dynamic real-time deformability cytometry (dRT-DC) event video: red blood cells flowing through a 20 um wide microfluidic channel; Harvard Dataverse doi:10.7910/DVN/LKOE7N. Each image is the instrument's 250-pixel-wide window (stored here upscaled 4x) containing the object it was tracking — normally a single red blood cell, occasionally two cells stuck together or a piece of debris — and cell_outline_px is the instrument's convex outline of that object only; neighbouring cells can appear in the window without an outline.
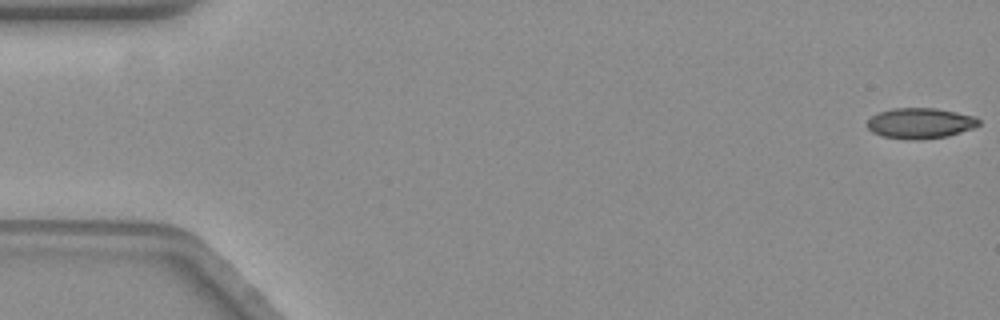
{"species": "common noctule bat (a hibernating species)", "species_latin": "Nyctalus noctula", "temperature_condition": "warm", "stored_images_in_passage": 59, "camera_frame_rate_fps": 3000, "um_per_image_px": 0.085, "animal": {"sex": "female", "body_mass_g": 19.3, "forearm_length_mm": 54.1}, "frame": {"image": 1, "passage_image": 1, "time_ms": 0.0, "image_size_px": [1000, 320], "cell_outline_px": [[980, 124], [972, 128], [948, 136], [884, 136], [872, 132], [868, 128], [868, 120], [872, 116], [880, 112], [892, 108], [936, 108], [976, 116], [980, 120]], "centroid_in_image_um": [78.26, 10.4], "position_along_channel_um": 6.7, "area_um2": 18.79}}
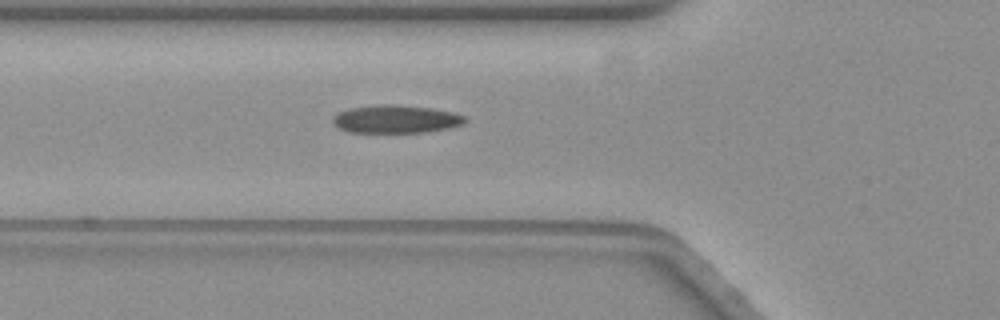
{"frame": {"image": 2, "passage_image": 21, "time_ms": 6.667, "image_size_px": [1000, 320], "cell_outline_px": [[468, 120], [464, 124], [448, 128], [428, 132], [348, 132], [340, 128], [332, 120], [332, 116], [348, 108], [380, 104], [392, 104], [432, 108], [452, 112], [464, 116]], "centroid_in_image_um": [33.67, 10.12], "position_along_channel_um": 92.1, "area_um2": 21.56}}
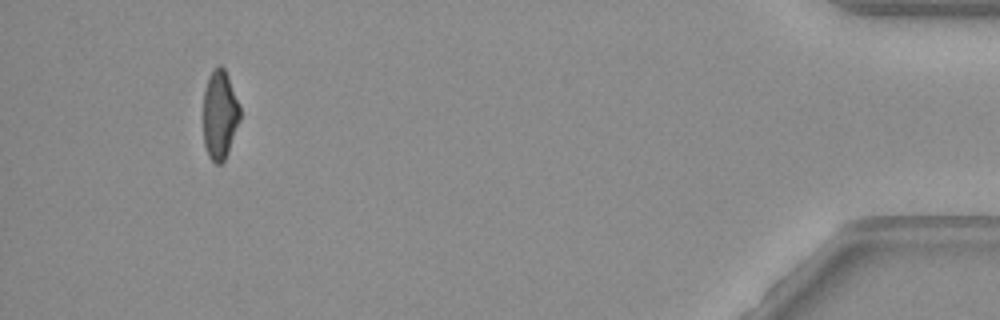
{"frame": {"image": 3, "passage_image": 55, "time_ms": 18.0, "image_size_px": [1000, 320], "cell_outline_px": [[240, 120], [228, 152], [224, 160], [220, 164], [216, 164], [208, 156], [204, 144], [204, 88], [208, 76], [212, 68], [220, 64], [224, 68], [228, 76], [240, 104]], "centroid_in_image_um": [18.68, 9.72], "position_along_channel_um": 416.5, "area_um2": 19.25}, "authors_computed_cell_mechanics": {"area_um2": 20.7502, "velocity_mm_per_s": 3.5202, "shape_relaxation_time_tau1_ms": 7.8624, "shape_relaxation_time_tau2_ms": 2.6806, "deformation_change_tau1": 0.2106, "deformation_change_tau2": 0.0907}}